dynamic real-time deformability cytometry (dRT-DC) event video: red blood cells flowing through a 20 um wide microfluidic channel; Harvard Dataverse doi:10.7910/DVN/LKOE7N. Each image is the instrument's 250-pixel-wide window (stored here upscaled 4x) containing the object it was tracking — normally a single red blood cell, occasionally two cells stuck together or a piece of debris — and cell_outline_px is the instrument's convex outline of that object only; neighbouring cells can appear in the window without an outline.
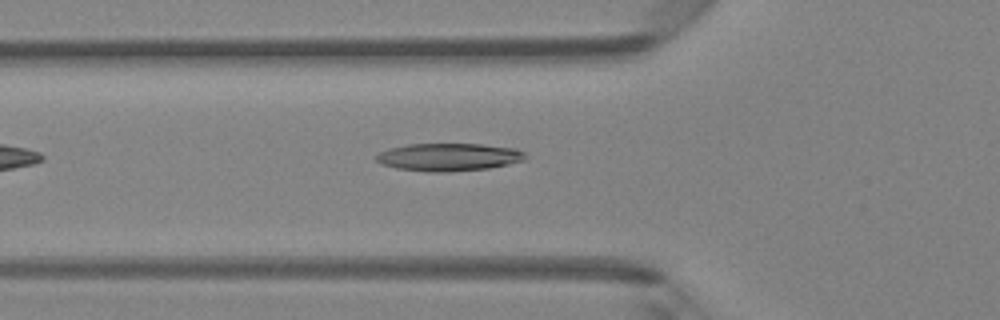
{"species": "Egyptian fruit bat (a non-hibernating species)", "species_latin": "Rousettus aegyptiacus", "temperature_condition": "room temperature", "stored_images_in_passage": 33, "camera_frame_rate_fps": 3000, "um_per_image_px": 0.085, "animal": {"sex": "female"}, "frame": {"image": 1, "passage_image": 4, "time_ms": 1.0, "image_size_px": [1000, 320], "cell_outline_px": [[528, 156], [524, 160], [508, 164], [488, 168], [448, 172], [428, 172], [396, 168], [380, 164], [376, 160], [376, 156], [380, 152], [388, 148], [408, 144], [480, 144], [516, 148], [524, 152]], "centroid_in_image_um": [38.13, 13.35], "position_along_channel_um": 87.7, "area_um2": 24.22}}
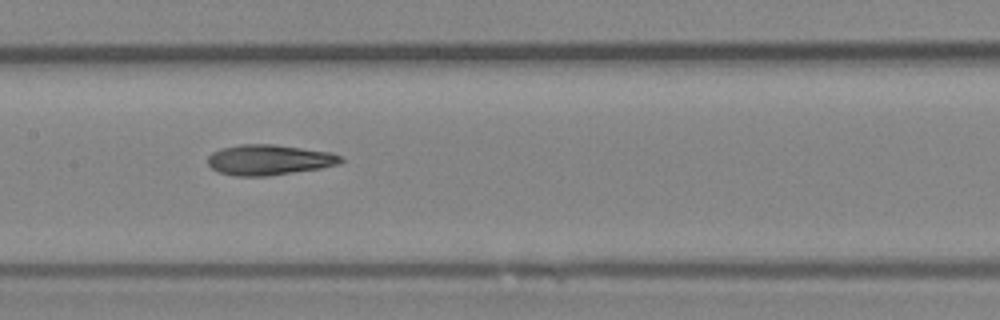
{"frame": {"image": 2, "passage_image": 11, "time_ms": 3.333, "image_size_px": [1000, 320], "cell_outline_px": [[344, 160], [340, 164], [320, 168], [268, 176], [236, 176], [220, 172], [212, 168], [208, 164], [208, 156], [212, 152], [220, 148], [240, 144], [272, 144], [332, 152], [344, 156]], "centroid_in_image_um": [22.9, 13.58], "position_along_channel_um": 184.5, "area_um2": 23.7}}
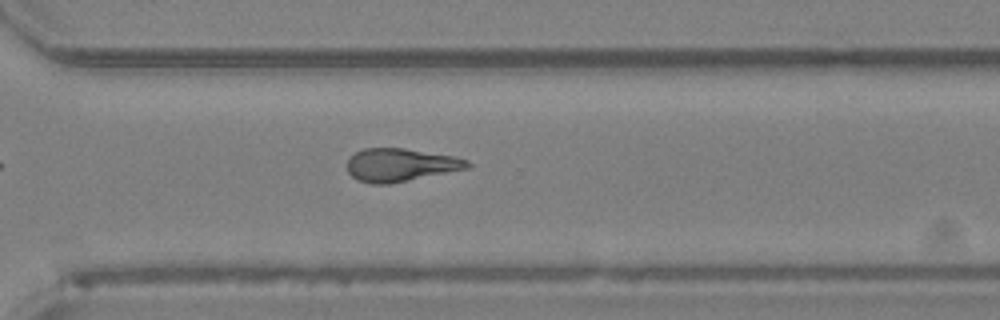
{"frame": {"image": 3, "passage_image": 22, "time_ms": 7.0, "image_size_px": [1000, 320], "cell_outline_px": [[472, 168], [388, 184], [372, 184], [356, 180], [348, 172], [348, 156], [364, 148], [404, 148], [456, 156], [468, 160], [472, 164]], "centroid_in_image_um": [34.08, 14.02], "position_along_channel_um": 336.5, "area_um2": 23.47}, "authors_computed_cell_mechanics": {"area_um2": 23.2934, "velocity_mm_per_s": 4.1529, "shape_relaxation_time_tau1_ms": 4.2482, "shape_relaxation_time_tau2_ms": 4.095, "deformation_change_tau1": 0.1616, "deformation_change_tau2": 0.1626}}